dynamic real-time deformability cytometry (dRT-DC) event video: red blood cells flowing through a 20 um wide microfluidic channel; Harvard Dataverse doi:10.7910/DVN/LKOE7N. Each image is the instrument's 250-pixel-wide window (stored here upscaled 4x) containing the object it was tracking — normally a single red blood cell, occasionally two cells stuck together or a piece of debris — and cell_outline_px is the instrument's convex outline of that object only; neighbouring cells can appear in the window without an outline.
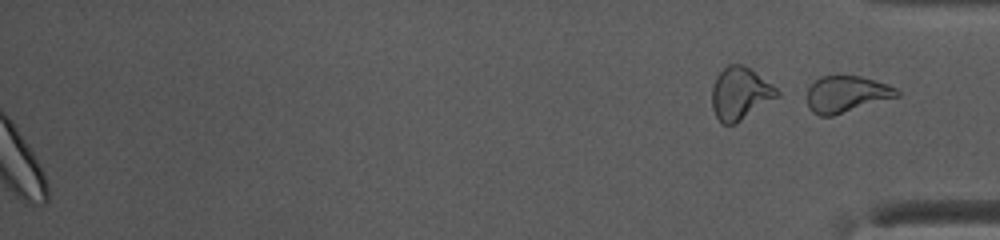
{"species": "common noctule bat (a hibernating species)", "species_latin": "Nyctalus noctula", "temperature_condition": "warm", "stored_images_in_passage": 39, "segment_of_instrument_passage": [2, 2], "camera_frame_rate_fps": 3000, "um_per_image_px": 0.085, "animal": {"sex": "female", "body_mass_g": 10.0, "forearm_length_mm": 53.1}, "frame": {"image": 1, "passage_image": 39, "time_ms": 12.667, "image_size_px": [1000, 240], "cell_outline_px": [[900, 96], [832, 116], [820, 116], [812, 112], [808, 108], [808, 88], [820, 76], [860, 76], [888, 84], [896, 88], [900, 92]], "centroid_in_image_um": [71.96, 8.01], "position_along_channel_um": 363.2, "area_um2": 19.07}}